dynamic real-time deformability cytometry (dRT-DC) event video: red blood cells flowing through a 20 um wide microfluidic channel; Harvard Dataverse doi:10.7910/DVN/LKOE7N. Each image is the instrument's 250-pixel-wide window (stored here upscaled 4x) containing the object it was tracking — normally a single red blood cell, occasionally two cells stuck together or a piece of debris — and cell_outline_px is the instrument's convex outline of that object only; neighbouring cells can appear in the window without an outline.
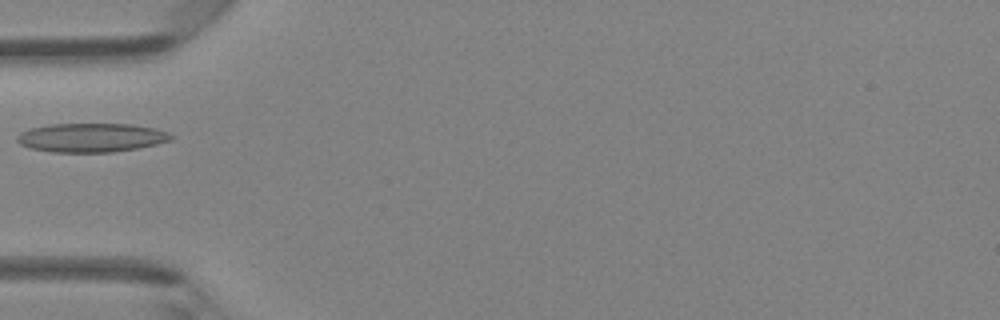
{"species": "Egyptian fruit bat (a non-hibernating species)", "species_latin": "Rousettus aegyptiacus", "temperature_condition": "room temperature", "stored_images_in_passage": 5, "camera_frame_rate_fps": 3000, "um_per_image_px": 0.085, "animal": {"sex": "female"}, "frame": {"image": 1, "passage_image": 5, "time_ms": 1.333, "image_size_px": [1000, 320], "cell_outline_px": [[176, 136], [172, 140], [156, 144], [136, 148], [112, 152], [52, 152], [32, 148], [20, 144], [16, 140], [16, 136], [20, 132], [32, 128], [48, 124], [132, 124], [156, 128], [168, 132]], "centroid_in_image_um": [7.79, 11.69], "position_along_channel_um": 77.2, "area_um2": 26.01}}